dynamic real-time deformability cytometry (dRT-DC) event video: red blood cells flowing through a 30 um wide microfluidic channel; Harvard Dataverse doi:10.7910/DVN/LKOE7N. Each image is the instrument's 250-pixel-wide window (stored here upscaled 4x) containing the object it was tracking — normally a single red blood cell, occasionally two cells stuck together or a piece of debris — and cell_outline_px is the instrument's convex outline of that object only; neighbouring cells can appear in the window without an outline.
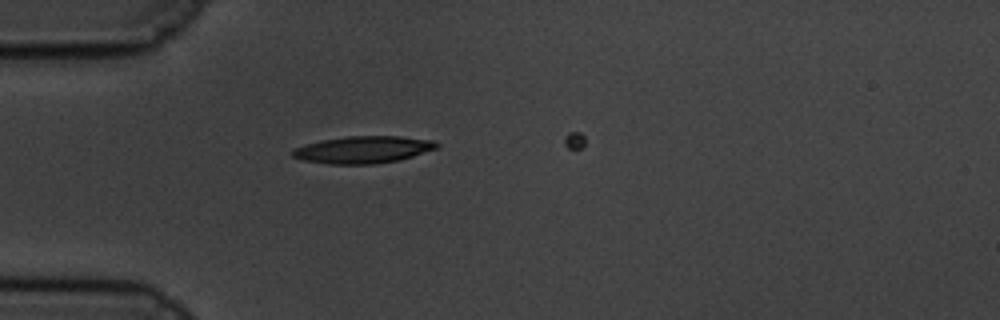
{"species": "common noctule bat (a hibernating species)", "species_latin": "Nyctalus noctula", "temperature_condition": "cold", "stored_images_in_passage": 16, "camera_frame_rate_fps": 3000, "um_per_image_px": 0.085, "animal": {"sex": "male", "body_mass_g": 19.5, "forearm_length_mm": 54.6}, "frame": {"image": 1, "passage_image": 12, "time_ms": 3.667, "image_size_px": [1000, 320], "cell_outline_px": [[440, 148], [400, 160], [376, 164], [328, 164], [304, 160], [292, 156], [292, 148], [320, 140], [348, 136], [400, 136], [432, 140], [440, 144]], "centroid_in_image_um": [30.9, 12.72], "position_along_channel_um": 54.1, "area_um2": 23.0}}